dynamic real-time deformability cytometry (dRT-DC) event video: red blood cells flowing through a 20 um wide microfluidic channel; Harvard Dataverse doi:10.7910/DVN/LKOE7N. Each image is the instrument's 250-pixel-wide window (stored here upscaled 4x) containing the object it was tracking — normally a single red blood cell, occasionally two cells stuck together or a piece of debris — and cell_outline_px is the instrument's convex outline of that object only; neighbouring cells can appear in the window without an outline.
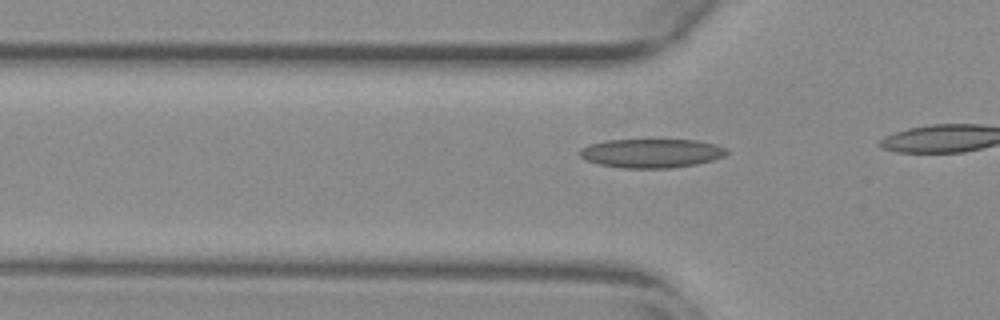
{"species": "common noctule bat (a hibernating species)", "species_latin": "Nyctalus noctula", "temperature_condition": "warm", "stored_images_in_passage": 8, "camera_frame_rate_fps": 3000, "um_per_image_px": 0.085, "animal": {"sex": "female", "body_mass_g": 29.2, "forearm_length_mm": 56.3}, "frame": {"image": 1, "passage_image": 5, "time_ms": 1.333, "image_size_px": [1000, 320], "cell_outline_px": [[728, 152], [724, 156], [712, 160], [696, 164], [672, 168], [624, 168], [600, 164], [588, 160], [580, 156], [580, 148], [588, 144], [604, 140], [696, 140], [716, 144], [728, 148]], "centroid_in_image_um": [55.39, 13.02], "position_along_channel_um": 70.4, "area_um2": 24.8}}